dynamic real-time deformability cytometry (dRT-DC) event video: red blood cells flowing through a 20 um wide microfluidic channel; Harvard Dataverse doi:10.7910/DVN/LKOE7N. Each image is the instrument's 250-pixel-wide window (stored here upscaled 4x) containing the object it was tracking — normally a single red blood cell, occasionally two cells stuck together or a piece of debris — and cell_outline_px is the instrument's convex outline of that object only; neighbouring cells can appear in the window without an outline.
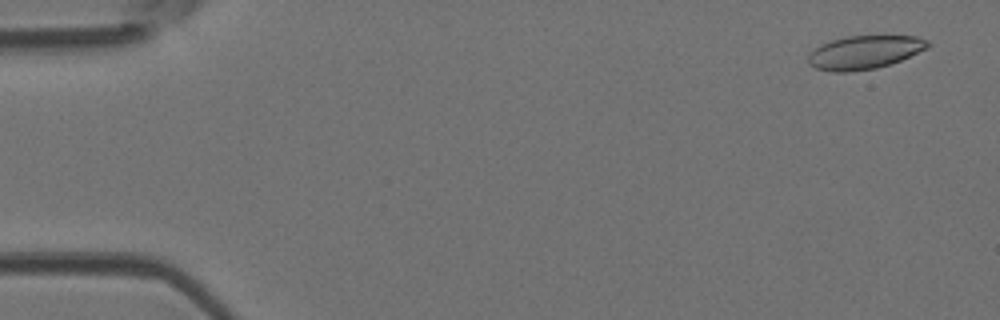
{"species": "Egyptian fruit bat (a non-hibernating species)", "species_latin": "Rousettus aegyptiacus", "temperature_condition": "room temperature", "stored_images_in_passage": 6, "camera_frame_rate_fps": 3000, "um_per_image_px": 0.085, "animal": {"sex": "female"}, "frame": {"image": 1, "passage_image": 6, "time_ms": 1.667, "image_size_px": [1000, 320], "cell_outline_px": [[932, 44], [928, 48], [900, 60], [876, 68], [848, 72], [832, 72], [816, 68], [808, 64], [808, 56], [820, 44], [832, 40], [848, 36], [916, 36], [928, 40]], "centroid_in_image_um": [73.49, 4.44], "position_along_channel_um": 11.5, "area_um2": 23.18}}